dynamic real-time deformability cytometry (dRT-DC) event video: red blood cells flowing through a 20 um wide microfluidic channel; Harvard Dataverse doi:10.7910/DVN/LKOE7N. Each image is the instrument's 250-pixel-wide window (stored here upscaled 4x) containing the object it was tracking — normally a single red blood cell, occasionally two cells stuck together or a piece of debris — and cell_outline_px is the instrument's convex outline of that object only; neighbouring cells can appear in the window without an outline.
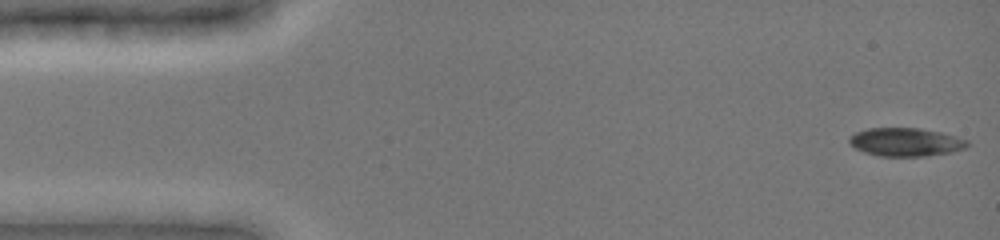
{"species": "common noctule bat (a hibernating species)", "species_latin": "Nyctalus noctula", "temperature_condition": "cold", "stored_images_in_passage": 73, "camera_frame_rate_fps": 3000, "um_per_image_px": 0.085, "animal": {"sex": "female", "body_mass_g": 19.0, "forearm_length_mm": 51.5}, "frame": {"image": 1, "passage_image": 1, "time_ms": 0.0, "image_size_px": [1000, 240], "cell_outline_px": [[972, 144], [964, 148], [952, 152], [924, 156], [880, 156], [864, 152], [848, 144], [848, 136], [856, 132], [868, 128], [920, 128], [940, 132], [956, 136], [968, 140]], "centroid_in_image_um": [76.98, 12.07], "position_along_channel_um": 8.0, "area_um2": 19.65}}
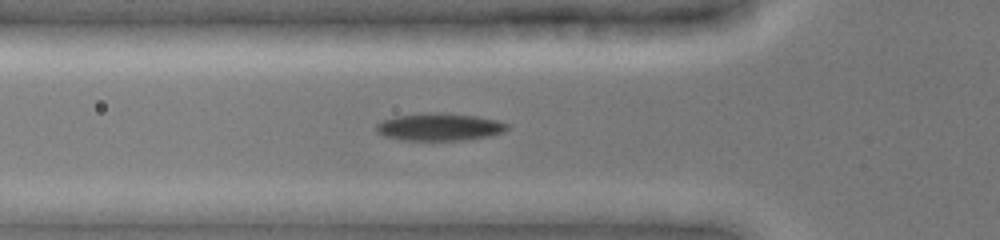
{"frame": {"image": 2, "passage_image": 35, "time_ms": 5.0, "image_size_px": [1000, 240], "cell_outline_px": [[508, 128], [504, 132], [488, 136], [464, 140], [404, 140], [384, 136], [376, 132], [376, 124], [380, 120], [396, 116], [424, 112], [440, 112], [476, 116], [496, 120], [508, 124]], "centroid_in_image_um": [37.31, 10.78], "position_along_channel_um": 88.5, "area_um2": 21.1}}
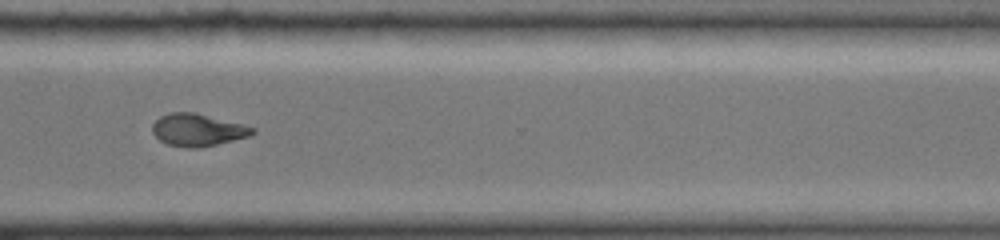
{"frame": {"image": 3, "passage_image": 72, "time_ms": 11.667, "image_size_px": [1000, 240], "cell_outline_px": [[256, 132], [252, 136], [200, 148], [184, 148], [168, 144], [160, 140], [152, 132], [152, 124], [160, 116], [168, 112], [196, 112], [256, 128]], "centroid_in_image_um": [16.81, 11.05], "position_along_channel_um": 353.8, "area_um2": 19.07}}